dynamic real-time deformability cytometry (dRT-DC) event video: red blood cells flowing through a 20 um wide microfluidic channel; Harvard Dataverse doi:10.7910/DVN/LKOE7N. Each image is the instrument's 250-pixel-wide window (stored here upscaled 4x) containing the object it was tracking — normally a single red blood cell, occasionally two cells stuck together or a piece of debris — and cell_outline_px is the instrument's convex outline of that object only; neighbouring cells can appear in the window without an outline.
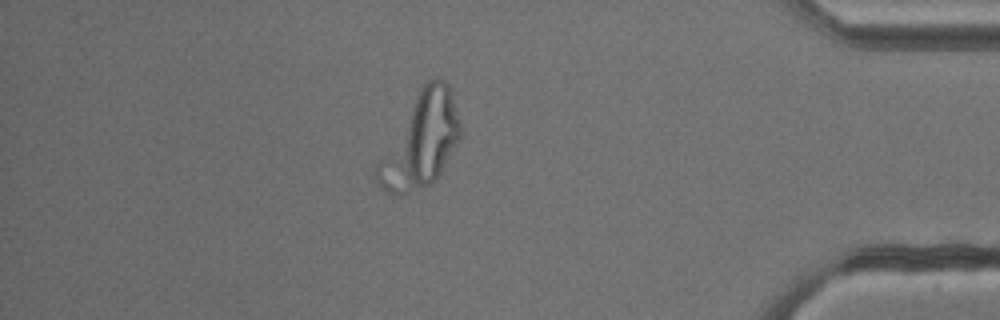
{"species": "common noctule bat (a hibernating species)", "species_latin": "Nyctalus noctula", "temperature_condition": "cold", "stored_images_in_passage": 51, "camera_frame_rate_fps": 3000, "um_per_image_px": 0.085, "animal": {"sex": "male", "body_mass_g": 13.3}, "frame": {"image": 1, "passage_image": 44, "time_ms": 14.333, "image_size_px": [1000, 320], "cell_outline_px": [[460, 140], [440, 172], [432, 184], [404, 192], [384, 192], [380, 188], [376, 180], [376, 164], [420, 88], [428, 80], [444, 80], [448, 84], [460, 124]], "centroid_in_image_um": [35.76, 11.98], "position_along_channel_um": 399.4, "area_um2": 43.87}}